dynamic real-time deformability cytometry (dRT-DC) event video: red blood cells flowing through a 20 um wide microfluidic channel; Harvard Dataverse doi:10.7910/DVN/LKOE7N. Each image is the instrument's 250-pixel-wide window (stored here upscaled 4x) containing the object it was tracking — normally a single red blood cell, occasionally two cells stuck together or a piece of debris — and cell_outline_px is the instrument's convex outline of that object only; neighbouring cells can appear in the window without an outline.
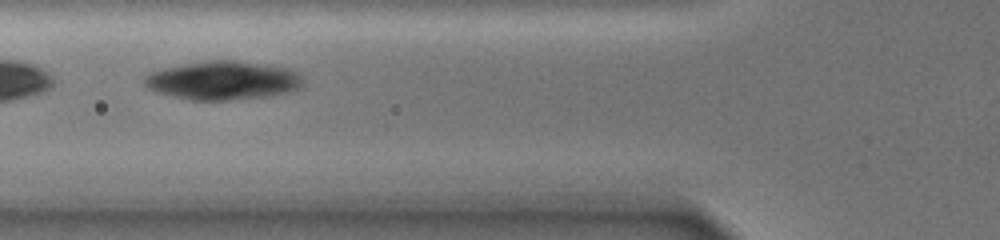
{"species": "common noctule bat (a hibernating species)", "species_latin": "Nyctalus noctula", "temperature_condition": "warm", "stored_images_in_passage": 30, "camera_frame_rate_fps": 3000, "um_per_image_px": 0.085, "animal": {"sex": "female", "body_mass_g": 19.0, "forearm_length_mm": 51.5}, "frame": {"image": 1, "passage_image": 9, "time_ms": 4.667, "image_size_px": [1000, 240], "cell_outline_px": [[304, 84], [300, 88], [288, 92], [268, 96], [228, 100], [188, 100], [156, 92], [148, 88], [144, 84], [144, 76], [152, 72], [164, 68], [184, 64], [208, 60], [232, 60], [288, 68], [296, 72], [304, 80]], "centroid_in_image_um": [18.94, 6.84], "position_along_channel_um": 106.9, "area_um2": 35.6}}
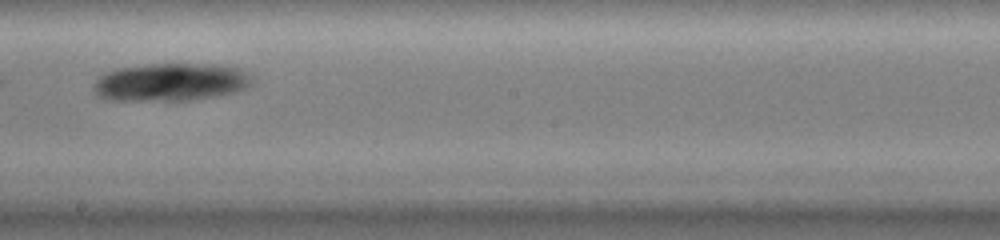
{"frame": {"image": 2, "passage_image": 19, "time_ms": 8.667, "image_size_px": [1000, 240], "cell_outline_px": [[256, 80], [252, 84], [236, 92], [188, 100], [108, 100], [96, 96], [92, 88], [92, 84], [104, 72], [120, 68], [152, 64], [192, 64], [236, 68], [244, 72]], "centroid_in_image_um": [14.43, 7.0], "position_along_channel_um": 233.8, "area_um2": 34.56}}
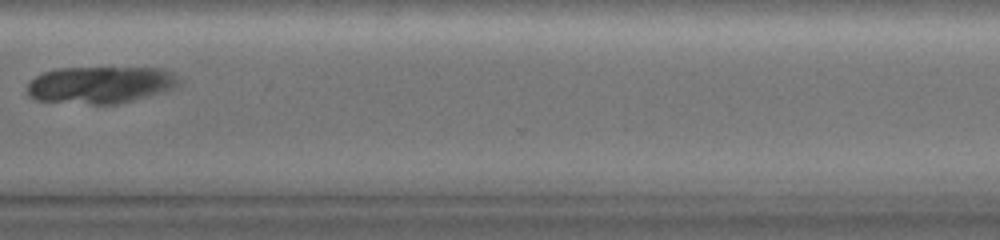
{"frame": {"image": 3, "passage_image": 26, "time_ms": 12.667, "image_size_px": [1000, 240], "cell_outline_px": [[184, 80], [176, 88], [132, 100], [116, 104], [92, 104], [36, 100], [28, 96], [28, 84], [36, 76], [44, 72], [56, 68], [160, 68], [172, 72]], "centroid_in_image_um": [8.58, 7.2], "position_along_channel_um": 362.0, "area_um2": 32.77}}